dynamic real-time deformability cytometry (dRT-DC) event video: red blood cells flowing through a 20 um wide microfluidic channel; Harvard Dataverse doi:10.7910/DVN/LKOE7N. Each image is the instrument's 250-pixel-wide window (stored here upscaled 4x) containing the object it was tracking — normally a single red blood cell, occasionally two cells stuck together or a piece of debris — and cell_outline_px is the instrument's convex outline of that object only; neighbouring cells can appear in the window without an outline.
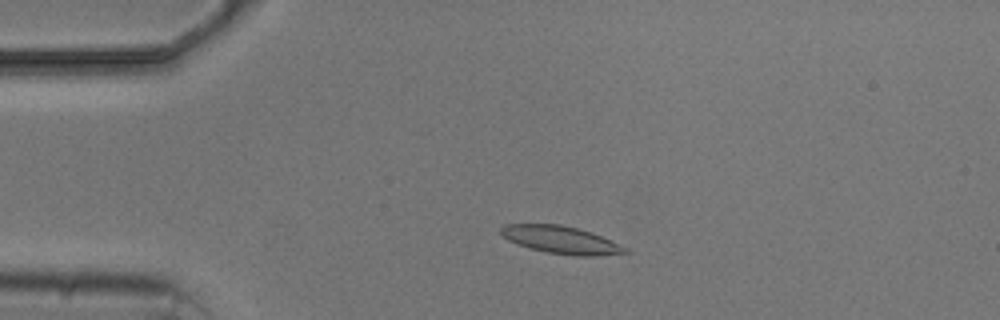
{"species": "common noctule bat (a hibernating species)", "species_latin": "Nyctalus noctula", "temperature_condition": "cold", "stored_images_in_passage": 4, "camera_frame_rate_fps": 3000, "um_per_image_px": 0.085, "animal": {"sex": "male", "body_mass_g": 20.5, "forearm_length_mm": 52.5}, "frame": {"image": 1, "passage_image": 3, "time_ms": 2.333, "image_size_px": [1000, 320], "cell_outline_px": [[628, 252], [592, 256], [576, 256], [548, 252], [528, 248], [516, 244], [508, 240], [500, 232], [500, 228], [504, 224], [560, 224], [592, 232], [628, 248]], "centroid_in_image_um": [47.65, 20.38], "position_along_channel_um": 37.4, "area_um2": 19.83}}